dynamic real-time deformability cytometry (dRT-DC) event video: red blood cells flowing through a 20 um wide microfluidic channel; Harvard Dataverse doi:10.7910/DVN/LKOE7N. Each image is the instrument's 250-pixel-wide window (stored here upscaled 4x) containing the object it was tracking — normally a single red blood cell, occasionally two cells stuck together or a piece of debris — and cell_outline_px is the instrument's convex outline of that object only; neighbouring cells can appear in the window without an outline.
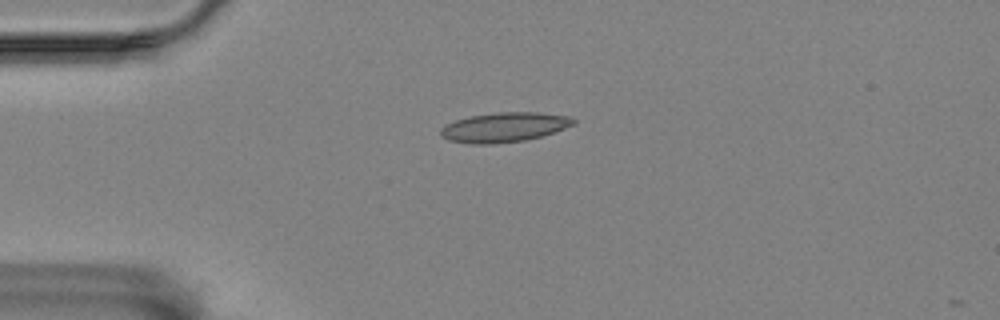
{"species": "Egyptian fruit bat (a non-hibernating species)", "species_latin": "Rousettus aegyptiacus", "temperature_condition": "room temperature", "stored_images_in_passage": 44, "camera_frame_rate_fps": 3000, "um_per_image_px": 0.085, "animal": {"sex": "female"}, "frame": {"image": 1, "passage_image": 1, "time_ms": 0.0, "image_size_px": [1000, 320], "cell_outline_px": [[576, 124], [540, 136], [524, 140], [492, 144], [472, 144], [448, 140], [440, 136], [440, 128], [456, 120], [468, 116], [500, 112], [536, 112], [568, 116], [576, 120]], "centroid_in_image_um": [42.83, 10.81], "position_along_channel_um": 42.2, "area_um2": 22.77}}
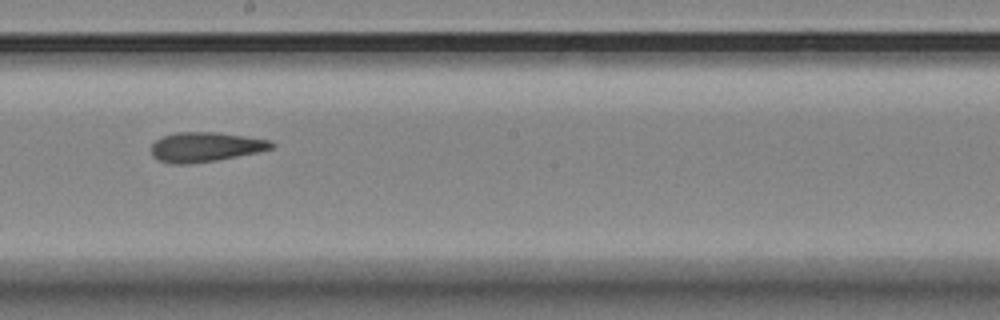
{"frame": {"image": 2, "passage_image": 19, "time_ms": 6.0, "image_size_px": [1000, 320], "cell_outline_px": [[276, 144], [272, 148], [256, 152], [216, 160], [188, 164], [172, 164], [160, 160], [152, 156], [152, 144], [156, 140], [164, 136], [176, 132], [216, 132], [244, 136], [268, 140]], "centroid_in_image_um": [17.43, 12.49], "position_along_channel_um": 230.8, "area_um2": 20.46}}
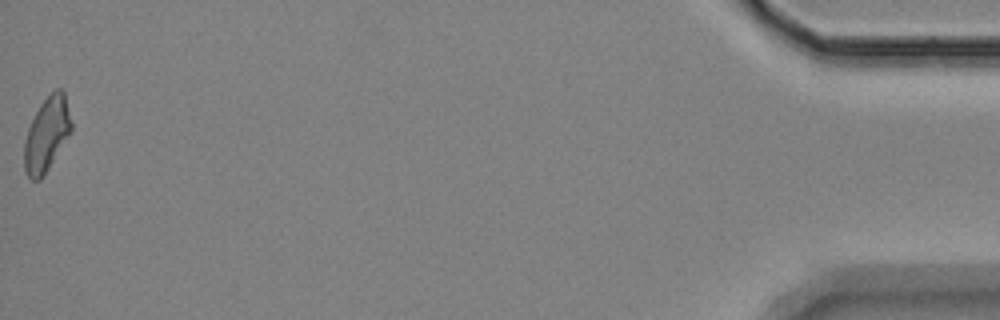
{"frame": {"image": 3, "passage_image": 44, "time_ms": 14.333, "image_size_px": [1000, 320], "cell_outline_px": [[72, 132], [40, 180], [32, 180], [24, 172], [24, 140], [28, 128], [40, 104], [56, 88], [60, 88], [64, 92], [72, 124]], "centroid_in_image_um": [3.97, 11.43], "position_along_channel_um": 431.2, "area_um2": 20.23}, "authors_computed_cell_mechanics": {"area_um2": 20.7502, "velocity_mm_per_s": 3.5246, "shape_relaxation_time_tau1_ms": null, "shape_relaxation_time_tau2_ms": 3.6757, "deformation_change_tau1": null, "deformation_change_tau2": 0.1353}}